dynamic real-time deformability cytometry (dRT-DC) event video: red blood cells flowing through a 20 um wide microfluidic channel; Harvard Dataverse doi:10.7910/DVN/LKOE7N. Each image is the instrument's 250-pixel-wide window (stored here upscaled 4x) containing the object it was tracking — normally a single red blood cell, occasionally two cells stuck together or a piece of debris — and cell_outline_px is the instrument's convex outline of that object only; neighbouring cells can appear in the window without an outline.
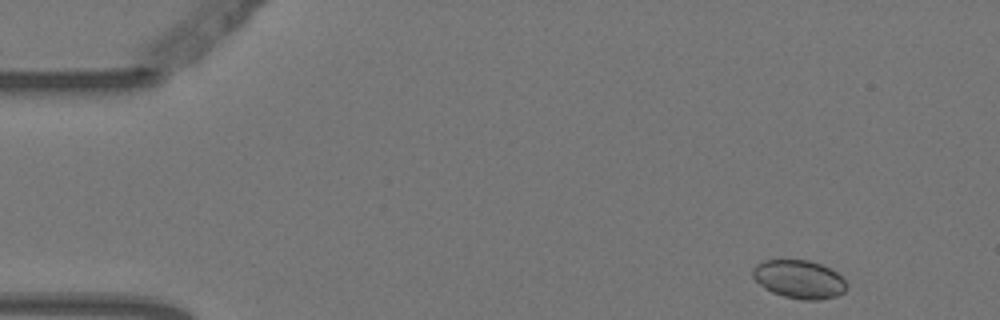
{"species": "Egyptian fruit bat (a non-hibernating species)", "species_latin": "Rousettus aegyptiacus", "temperature_condition": "warm", "stored_images_in_passage": 3, "camera_frame_rate_fps": 3000, "um_per_image_px": 0.085, "animal": {"sex": "female"}, "frame": {"image": 1, "passage_image": 1, "time_ms": 0.0, "image_size_px": [1000, 320], "cell_outline_px": [[848, 284], [844, 292], [836, 296], [820, 300], [804, 300], [784, 296], [772, 292], [764, 288], [752, 276], [752, 268], [756, 264], [764, 260], [808, 260], [820, 264], [836, 272]], "centroid_in_image_um": [67.91, 23.74], "position_along_channel_um": 17.1, "area_um2": 20.92}}